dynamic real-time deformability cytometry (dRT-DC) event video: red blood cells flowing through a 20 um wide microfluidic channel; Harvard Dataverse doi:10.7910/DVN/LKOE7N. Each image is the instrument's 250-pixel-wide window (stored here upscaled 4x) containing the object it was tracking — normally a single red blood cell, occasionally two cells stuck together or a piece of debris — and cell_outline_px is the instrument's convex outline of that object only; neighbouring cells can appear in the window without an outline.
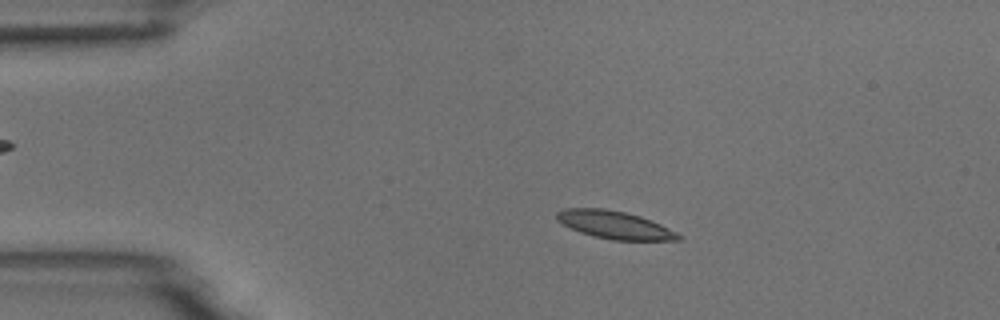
{"species": "common noctule bat (a hibernating species)", "species_latin": "Nyctalus noctula", "temperature_condition": "room temperature", "stored_images_in_passage": 54, "camera_frame_rate_fps": 3000, "um_per_image_px": 0.085, "animal": {"sex": "male", "body_mass_g": 18.8}, "frame": {"image": 1, "passage_image": 10, "time_ms": 3.0, "image_size_px": [1000, 320], "cell_outline_px": [[684, 240], [612, 240], [592, 236], [580, 232], [556, 220], [556, 212], [564, 208], [604, 208], [624, 212], [640, 216], [660, 224], [684, 236]], "centroid_in_image_um": [52.26, 19.12], "position_along_channel_um": 32.7, "area_um2": 19.71}}
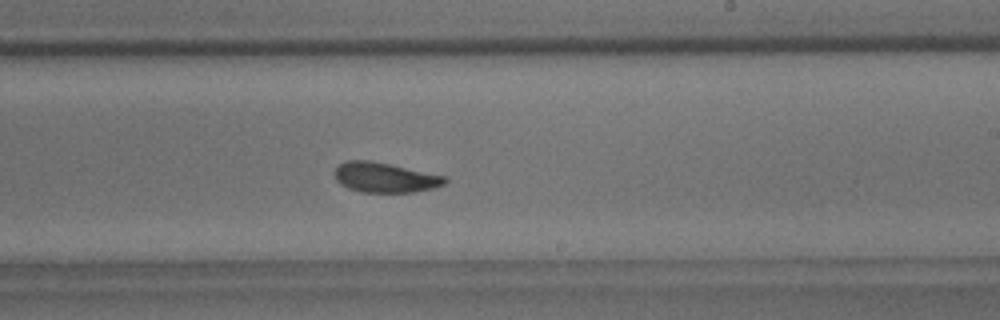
{"frame": {"image": 2, "passage_image": 32, "time_ms": 10.333, "image_size_px": [1000, 320], "cell_outline_px": [[448, 180], [444, 184], [432, 188], [412, 192], [360, 192], [348, 188], [340, 184], [336, 180], [336, 168], [340, 164], [348, 160], [372, 160], [448, 176]], "centroid_in_image_um": [32.75, 15.08], "position_along_channel_um": 256.3, "area_um2": 19.31}}
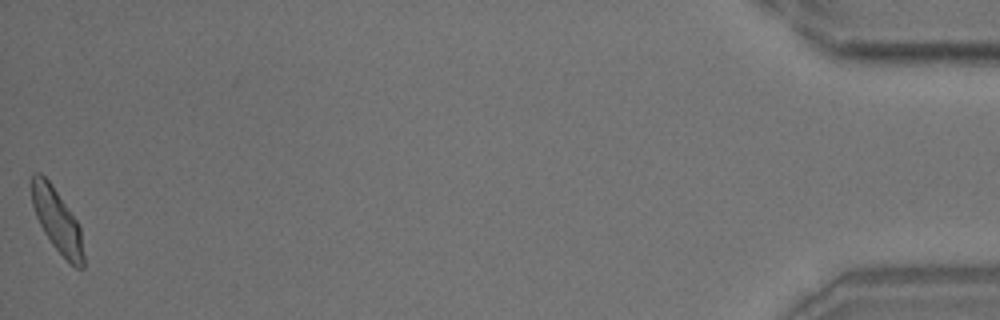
{"frame": {"image": 3, "passage_image": 54, "time_ms": 17.667, "image_size_px": [1000, 320], "cell_outline_px": [[84, 268], [76, 268], [52, 244], [44, 232], [36, 216], [32, 204], [32, 176], [36, 172], [40, 172], [52, 184], [80, 224], [84, 256]], "centroid_in_image_um": [4.88, 18.74], "position_along_channel_um": 430.3, "area_um2": 19.02}, "authors_computed_cell_mechanics": {"area_um2": 19.3919, "velocity_mm_per_s": 3.6769, "shape_relaxation_time_tau1_ms": 3.1642, "shape_relaxation_time_tau2_ms": 1.4225, "deformation_change_tau1": 0.1242, "deformation_change_tau2": 0.0772}}